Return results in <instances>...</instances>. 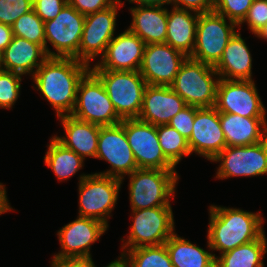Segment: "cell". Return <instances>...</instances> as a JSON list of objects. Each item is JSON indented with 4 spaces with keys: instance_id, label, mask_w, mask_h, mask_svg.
<instances>
[{
    "instance_id": "obj_1",
    "label": "cell",
    "mask_w": 267,
    "mask_h": 267,
    "mask_svg": "<svg viewBox=\"0 0 267 267\" xmlns=\"http://www.w3.org/2000/svg\"><path fill=\"white\" fill-rule=\"evenodd\" d=\"M90 67L75 58L48 57L32 76L36 84L33 88L52 105L57 117L70 115L76 104L79 83Z\"/></svg>"
},
{
    "instance_id": "obj_2",
    "label": "cell",
    "mask_w": 267,
    "mask_h": 267,
    "mask_svg": "<svg viewBox=\"0 0 267 267\" xmlns=\"http://www.w3.org/2000/svg\"><path fill=\"white\" fill-rule=\"evenodd\" d=\"M261 215L239 208L210 205L207 247L222 254L257 240L265 232V219Z\"/></svg>"
},
{
    "instance_id": "obj_3",
    "label": "cell",
    "mask_w": 267,
    "mask_h": 267,
    "mask_svg": "<svg viewBox=\"0 0 267 267\" xmlns=\"http://www.w3.org/2000/svg\"><path fill=\"white\" fill-rule=\"evenodd\" d=\"M128 177L131 210L171 206L180 178L176 170L139 168Z\"/></svg>"
},
{
    "instance_id": "obj_4",
    "label": "cell",
    "mask_w": 267,
    "mask_h": 267,
    "mask_svg": "<svg viewBox=\"0 0 267 267\" xmlns=\"http://www.w3.org/2000/svg\"><path fill=\"white\" fill-rule=\"evenodd\" d=\"M220 79L213 66L187 57L170 87L187 105L213 107Z\"/></svg>"
},
{
    "instance_id": "obj_5",
    "label": "cell",
    "mask_w": 267,
    "mask_h": 267,
    "mask_svg": "<svg viewBox=\"0 0 267 267\" xmlns=\"http://www.w3.org/2000/svg\"><path fill=\"white\" fill-rule=\"evenodd\" d=\"M78 183V216L96 219L109 227L108 219L117 204L121 179L97 173L81 174Z\"/></svg>"
},
{
    "instance_id": "obj_6",
    "label": "cell",
    "mask_w": 267,
    "mask_h": 267,
    "mask_svg": "<svg viewBox=\"0 0 267 267\" xmlns=\"http://www.w3.org/2000/svg\"><path fill=\"white\" fill-rule=\"evenodd\" d=\"M103 83L122 119L138 118L147 83L139 71L91 70Z\"/></svg>"
},
{
    "instance_id": "obj_7",
    "label": "cell",
    "mask_w": 267,
    "mask_h": 267,
    "mask_svg": "<svg viewBox=\"0 0 267 267\" xmlns=\"http://www.w3.org/2000/svg\"><path fill=\"white\" fill-rule=\"evenodd\" d=\"M132 213L133 224L127 240L123 238L121 240L123 251L165 244L174 233L175 222L172 206L132 210Z\"/></svg>"
},
{
    "instance_id": "obj_8",
    "label": "cell",
    "mask_w": 267,
    "mask_h": 267,
    "mask_svg": "<svg viewBox=\"0 0 267 267\" xmlns=\"http://www.w3.org/2000/svg\"><path fill=\"white\" fill-rule=\"evenodd\" d=\"M226 20L215 11L199 13L191 59L213 67L219 62L227 43L237 32L236 27H239L235 22Z\"/></svg>"
},
{
    "instance_id": "obj_9",
    "label": "cell",
    "mask_w": 267,
    "mask_h": 267,
    "mask_svg": "<svg viewBox=\"0 0 267 267\" xmlns=\"http://www.w3.org/2000/svg\"><path fill=\"white\" fill-rule=\"evenodd\" d=\"M72 117L98 126L120 123L117 114L101 80L90 70L80 81Z\"/></svg>"
},
{
    "instance_id": "obj_10",
    "label": "cell",
    "mask_w": 267,
    "mask_h": 267,
    "mask_svg": "<svg viewBox=\"0 0 267 267\" xmlns=\"http://www.w3.org/2000/svg\"><path fill=\"white\" fill-rule=\"evenodd\" d=\"M85 16L69 3L52 20L44 23L45 51L48 57L75 58L79 60V45L83 33ZM51 43L54 51L47 43Z\"/></svg>"
},
{
    "instance_id": "obj_11",
    "label": "cell",
    "mask_w": 267,
    "mask_h": 267,
    "mask_svg": "<svg viewBox=\"0 0 267 267\" xmlns=\"http://www.w3.org/2000/svg\"><path fill=\"white\" fill-rule=\"evenodd\" d=\"M96 158L110 163L111 168L97 174L123 180L138 169L126 138L124 119L115 125L100 126Z\"/></svg>"
},
{
    "instance_id": "obj_12",
    "label": "cell",
    "mask_w": 267,
    "mask_h": 267,
    "mask_svg": "<svg viewBox=\"0 0 267 267\" xmlns=\"http://www.w3.org/2000/svg\"><path fill=\"white\" fill-rule=\"evenodd\" d=\"M212 162H219L216 177H253L267 174V139L246 146H227Z\"/></svg>"
},
{
    "instance_id": "obj_13",
    "label": "cell",
    "mask_w": 267,
    "mask_h": 267,
    "mask_svg": "<svg viewBox=\"0 0 267 267\" xmlns=\"http://www.w3.org/2000/svg\"><path fill=\"white\" fill-rule=\"evenodd\" d=\"M124 130L139 169L175 170L162 152L155 125L124 119Z\"/></svg>"
},
{
    "instance_id": "obj_14",
    "label": "cell",
    "mask_w": 267,
    "mask_h": 267,
    "mask_svg": "<svg viewBox=\"0 0 267 267\" xmlns=\"http://www.w3.org/2000/svg\"><path fill=\"white\" fill-rule=\"evenodd\" d=\"M123 5L124 2L117 0L107 9L85 16L79 61L92 66V60L104 54L107 45L115 37L117 12Z\"/></svg>"
},
{
    "instance_id": "obj_15",
    "label": "cell",
    "mask_w": 267,
    "mask_h": 267,
    "mask_svg": "<svg viewBox=\"0 0 267 267\" xmlns=\"http://www.w3.org/2000/svg\"><path fill=\"white\" fill-rule=\"evenodd\" d=\"M215 108L219 112L248 118H266V109L253 80L221 78L218 83Z\"/></svg>"
},
{
    "instance_id": "obj_16",
    "label": "cell",
    "mask_w": 267,
    "mask_h": 267,
    "mask_svg": "<svg viewBox=\"0 0 267 267\" xmlns=\"http://www.w3.org/2000/svg\"><path fill=\"white\" fill-rule=\"evenodd\" d=\"M186 58L169 44H147L139 72L147 85L171 86Z\"/></svg>"
},
{
    "instance_id": "obj_17",
    "label": "cell",
    "mask_w": 267,
    "mask_h": 267,
    "mask_svg": "<svg viewBox=\"0 0 267 267\" xmlns=\"http://www.w3.org/2000/svg\"><path fill=\"white\" fill-rule=\"evenodd\" d=\"M102 222L78 216L76 220L64 225L57 231L61 251L53 258H92L90 249L107 231Z\"/></svg>"
},
{
    "instance_id": "obj_18",
    "label": "cell",
    "mask_w": 267,
    "mask_h": 267,
    "mask_svg": "<svg viewBox=\"0 0 267 267\" xmlns=\"http://www.w3.org/2000/svg\"><path fill=\"white\" fill-rule=\"evenodd\" d=\"M191 154L196 153L212 161L227 147L219 120V111L213 107H196L194 125L188 139Z\"/></svg>"
},
{
    "instance_id": "obj_19",
    "label": "cell",
    "mask_w": 267,
    "mask_h": 267,
    "mask_svg": "<svg viewBox=\"0 0 267 267\" xmlns=\"http://www.w3.org/2000/svg\"><path fill=\"white\" fill-rule=\"evenodd\" d=\"M146 44L128 29L114 37L90 70L139 71Z\"/></svg>"
},
{
    "instance_id": "obj_20",
    "label": "cell",
    "mask_w": 267,
    "mask_h": 267,
    "mask_svg": "<svg viewBox=\"0 0 267 267\" xmlns=\"http://www.w3.org/2000/svg\"><path fill=\"white\" fill-rule=\"evenodd\" d=\"M186 106L170 86L147 85L137 119L155 126L166 125Z\"/></svg>"
},
{
    "instance_id": "obj_21",
    "label": "cell",
    "mask_w": 267,
    "mask_h": 267,
    "mask_svg": "<svg viewBox=\"0 0 267 267\" xmlns=\"http://www.w3.org/2000/svg\"><path fill=\"white\" fill-rule=\"evenodd\" d=\"M47 58L41 45L13 36L11 43L2 52L0 69L33 76Z\"/></svg>"
},
{
    "instance_id": "obj_22",
    "label": "cell",
    "mask_w": 267,
    "mask_h": 267,
    "mask_svg": "<svg viewBox=\"0 0 267 267\" xmlns=\"http://www.w3.org/2000/svg\"><path fill=\"white\" fill-rule=\"evenodd\" d=\"M227 146H246L267 139V119L219 112Z\"/></svg>"
},
{
    "instance_id": "obj_23",
    "label": "cell",
    "mask_w": 267,
    "mask_h": 267,
    "mask_svg": "<svg viewBox=\"0 0 267 267\" xmlns=\"http://www.w3.org/2000/svg\"><path fill=\"white\" fill-rule=\"evenodd\" d=\"M130 8L132 22L128 30L147 44L165 43L167 35V8L145 6L140 3Z\"/></svg>"
},
{
    "instance_id": "obj_24",
    "label": "cell",
    "mask_w": 267,
    "mask_h": 267,
    "mask_svg": "<svg viewBox=\"0 0 267 267\" xmlns=\"http://www.w3.org/2000/svg\"><path fill=\"white\" fill-rule=\"evenodd\" d=\"M58 118L64 128L65 136H55V138L84 160L86 157L96 158L100 126L78 120L71 115Z\"/></svg>"
},
{
    "instance_id": "obj_25",
    "label": "cell",
    "mask_w": 267,
    "mask_h": 267,
    "mask_svg": "<svg viewBox=\"0 0 267 267\" xmlns=\"http://www.w3.org/2000/svg\"><path fill=\"white\" fill-rule=\"evenodd\" d=\"M214 69L226 80H253L252 55L239 31L227 43Z\"/></svg>"
},
{
    "instance_id": "obj_26",
    "label": "cell",
    "mask_w": 267,
    "mask_h": 267,
    "mask_svg": "<svg viewBox=\"0 0 267 267\" xmlns=\"http://www.w3.org/2000/svg\"><path fill=\"white\" fill-rule=\"evenodd\" d=\"M171 9L170 12L167 9V35L165 43L190 57L195 46L199 13L175 7Z\"/></svg>"
},
{
    "instance_id": "obj_27",
    "label": "cell",
    "mask_w": 267,
    "mask_h": 267,
    "mask_svg": "<svg viewBox=\"0 0 267 267\" xmlns=\"http://www.w3.org/2000/svg\"><path fill=\"white\" fill-rule=\"evenodd\" d=\"M165 245L173 267H215L216 254L191 243L175 232Z\"/></svg>"
},
{
    "instance_id": "obj_28",
    "label": "cell",
    "mask_w": 267,
    "mask_h": 267,
    "mask_svg": "<svg viewBox=\"0 0 267 267\" xmlns=\"http://www.w3.org/2000/svg\"><path fill=\"white\" fill-rule=\"evenodd\" d=\"M266 253L267 238L264 232L257 240L217 256L215 267H264L263 258Z\"/></svg>"
},
{
    "instance_id": "obj_29",
    "label": "cell",
    "mask_w": 267,
    "mask_h": 267,
    "mask_svg": "<svg viewBox=\"0 0 267 267\" xmlns=\"http://www.w3.org/2000/svg\"><path fill=\"white\" fill-rule=\"evenodd\" d=\"M44 160L60 182L69 180L84 166V159L61 144L55 135L51 138Z\"/></svg>"
},
{
    "instance_id": "obj_30",
    "label": "cell",
    "mask_w": 267,
    "mask_h": 267,
    "mask_svg": "<svg viewBox=\"0 0 267 267\" xmlns=\"http://www.w3.org/2000/svg\"><path fill=\"white\" fill-rule=\"evenodd\" d=\"M159 144L165 157L176 167L183 156H189L191 150L188 140L170 125L156 126Z\"/></svg>"
},
{
    "instance_id": "obj_31",
    "label": "cell",
    "mask_w": 267,
    "mask_h": 267,
    "mask_svg": "<svg viewBox=\"0 0 267 267\" xmlns=\"http://www.w3.org/2000/svg\"><path fill=\"white\" fill-rule=\"evenodd\" d=\"M131 267H173L165 244L126 250Z\"/></svg>"
},
{
    "instance_id": "obj_32",
    "label": "cell",
    "mask_w": 267,
    "mask_h": 267,
    "mask_svg": "<svg viewBox=\"0 0 267 267\" xmlns=\"http://www.w3.org/2000/svg\"><path fill=\"white\" fill-rule=\"evenodd\" d=\"M11 28L13 36L39 44L45 49L44 22L33 9L20 16Z\"/></svg>"
},
{
    "instance_id": "obj_33",
    "label": "cell",
    "mask_w": 267,
    "mask_h": 267,
    "mask_svg": "<svg viewBox=\"0 0 267 267\" xmlns=\"http://www.w3.org/2000/svg\"><path fill=\"white\" fill-rule=\"evenodd\" d=\"M22 75L0 69V108L12 109L20 96Z\"/></svg>"
},
{
    "instance_id": "obj_34",
    "label": "cell",
    "mask_w": 267,
    "mask_h": 267,
    "mask_svg": "<svg viewBox=\"0 0 267 267\" xmlns=\"http://www.w3.org/2000/svg\"><path fill=\"white\" fill-rule=\"evenodd\" d=\"M254 0H214L213 11L240 24Z\"/></svg>"
},
{
    "instance_id": "obj_35",
    "label": "cell",
    "mask_w": 267,
    "mask_h": 267,
    "mask_svg": "<svg viewBox=\"0 0 267 267\" xmlns=\"http://www.w3.org/2000/svg\"><path fill=\"white\" fill-rule=\"evenodd\" d=\"M33 0H0V22L12 26L23 14L32 10Z\"/></svg>"
},
{
    "instance_id": "obj_36",
    "label": "cell",
    "mask_w": 267,
    "mask_h": 267,
    "mask_svg": "<svg viewBox=\"0 0 267 267\" xmlns=\"http://www.w3.org/2000/svg\"><path fill=\"white\" fill-rule=\"evenodd\" d=\"M247 23L248 29L256 35L267 24V0H254L246 17L239 24Z\"/></svg>"
},
{
    "instance_id": "obj_37",
    "label": "cell",
    "mask_w": 267,
    "mask_h": 267,
    "mask_svg": "<svg viewBox=\"0 0 267 267\" xmlns=\"http://www.w3.org/2000/svg\"><path fill=\"white\" fill-rule=\"evenodd\" d=\"M195 114L196 107L187 105L171 119L168 125L188 140L192 134Z\"/></svg>"
},
{
    "instance_id": "obj_38",
    "label": "cell",
    "mask_w": 267,
    "mask_h": 267,
    "mask_svg": "<svg viewBox=\"0 0 267 267\" xmlns=\"http://www.w3.org/2000/svg\"><path fill=\"white\" fill-rule=\"evenodd\" d=\"M66 3L68 0H33L32 9L45 23L54 19Z\"/></svg>"
},
{
    "instance_id": "obj_39",
    "label": "cell",
    "mask_w": 267,
    "mask_h": 267,
    "mask_svg": "<svg viewBox=\"0 0 267 267\" xmlns=\"http://www.w3.org/2000/svg\"><path fill=\"white\" fill-rule=\"evenodd\" d=\"M117 0H68V3L84 16L107 9Z\"/></svg>"
},
{
    "instance_id": "obj_40",
    "label": "cell",
    "mask_w": 267,
    "mask_h": 267,
    "mask_svg": "<svg viewBox=\"0 0 267 267\" xmlns=\"http://www.w3.org/2000/svg\"><path fill=\"white\" fill-rule=\"evenodd\" d=\"M172 5L178 9L206 13L213 11L214 0H172Z\"/></svg>"
},
{
    "instance_id": "obj_41",
    "label": "cell",
    "mask_w": 267,
    "mask_h": 267,
    "mask_svg": "<svg viewBox=\"0 0 267 267\" xmlns=\"http://www.w3.org/2000/svg\"><path fill=\"white\" fill-rule=\"evenodd\" d=\"M51 267H93L92 258H53Z\"/></svg>"
},
{
    "instance_id": "obj_42",
    "label": "cell",
    "mask_w": 267,
    "mask_h": 267,
    "mask_svg": "<svg viewBox=\"0 0 267 267\" xmlns=\"http://www.w3.org/2000/svg\"><path fill=\"white\" fill-rule=\"evenodd\" d=\"M13 37V32L11 26L5 25L0 22V51L3 52L4 49L11 43Z\"/></svg>"
},
{
    "instance_id": "obj_43",
    "label": "cell",
    "mask_w": 267,
    "mask_h": 267,
    "mask_svg": "<svg viewBox=\"0 0 267 267\" xmlns=\"http://www.w3.org/2000/svg\"><path fill=\"white\" fill-rule=\"evenodd\" d=\"M6 188L4 184L0 183V215L11 211L13 208L10 206L7 199Z\"/></svg>"
},
{
    "instance_id": "obj_44",
    "label": "cell",
    "mask_w": 267,
    "mask_h": 267,
    "mask_svg": "<svg viewBox=\"0 0 267 267\" xmlns=\"http://www.w3.org/2000/svg\"><path fill=\"white\" fill-rule=\"evenodd\" d=\"M93 267H96L93 262ZM105 267H131L130 258L126 251L121 252V255L118 257V259L110 262Z\"/></svg>"
},
{
    "instance_id": "obj_45",
    "label": "cell",
    "mask_w": 267,
    "mask_h": 267,
    "mask_svg": "<svg viewBox=\"0 0 267 267\" xmlns=\"http://www.w3.org/2000/svg\"><path fill=\"white\" fill-rule=\"evenodd\" d=\"M129 3L133 4V3H140L143 4L145 6H159V7H163L164 5H172V0H128Z\"/></svg>"
},
{
    "instance_id": "obj_46",
    "label": "cell",
    "mask_w": 267,
    "mask_h": 267,
    "mask_svg": "<svg viewBox=\"0 0 267 267\" xmlns=\"http://www.w3.org/2000/svg\"><path fill=\"white\" fill-rule=\"evenodd\" d=\"M255 36L267 41V24Z\"/></svg>"
},
{
    "instance_id": "obj_47",
    "label": "cell",
    "mask_w": 267,
    "mask_h": 267,
    "mask_svg": "<svg viewBox=\"0 0 267 267\" xmlns=\"http://www.w3.org/2000/svg\"><path fill=\"white\" fill-rule=\"evenodd\" d=\"M1 58H2V52L0 51V63H1Z\"/></svg>"
}]
</instances>
